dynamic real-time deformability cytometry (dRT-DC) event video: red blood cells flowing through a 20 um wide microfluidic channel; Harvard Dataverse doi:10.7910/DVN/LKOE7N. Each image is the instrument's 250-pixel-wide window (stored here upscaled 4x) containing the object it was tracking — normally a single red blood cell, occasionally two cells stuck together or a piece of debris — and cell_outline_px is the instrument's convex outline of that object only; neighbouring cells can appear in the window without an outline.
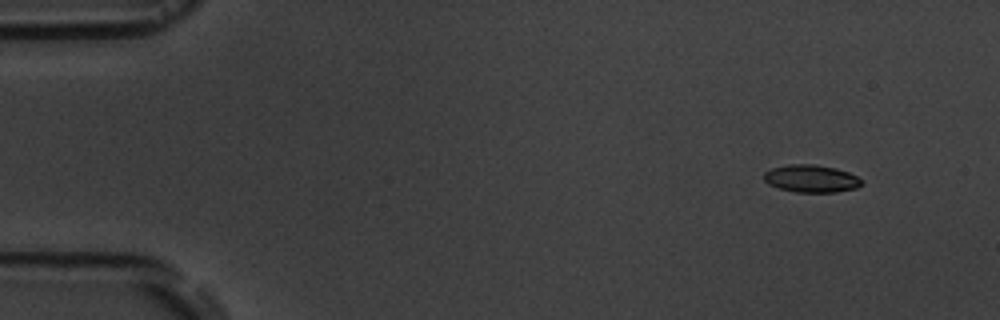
{"species": "common noctule bat (a hibernating species)", "species_latin": "Nyctalus noctula", "temperature_condition": "room temperature", "stored_images_in_passage": 5, "camera_frame_rate_fps": 3000, "um_per_image_px": 0.085, "animal": {"sex": "male", "body_mass_g": 19.5, "forearm_length_mm": 54.6}, "frame": {"image": 1, "passage_image": 1, "time_ms": 0.0, "image_size_px": [1000, 320], "cell_outline_px": [[860, 184], [856, 188], [836, 192], [796, 192], [780, 188], [768, 184], [764, 180], [764, 172], [772, 168], [788, 164], [816, 164], [836, 168], [848, 172], [856, 176], [860, 180]], "centroid_in_image_um": [68.92, 15.17], "position_along_channel_um": 16.1, "area_um2": 15.55}}
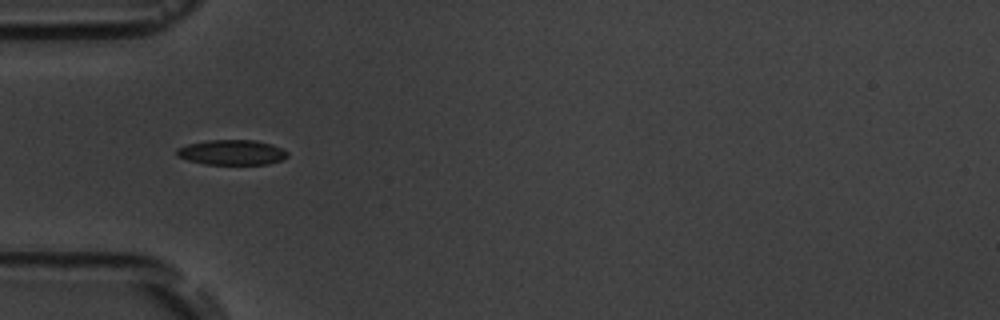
{"frame": {"image": 2, "passage_image": 4, "time_ms": 4.333, "image_size_px": [1000, 320], "cell_outline_px": [[288, 156], [280, 160], [268, 164], [204, 164], [188, 160], [176, 156], [176, 148], [188, 144], [208, 140], [256, 140], [272, 144], [284, 148], [288, 152]], "centroid_in_image_um": [19.71, 12.94], "position_along_channel_um": 65.3, "area_um2": 16.3}}
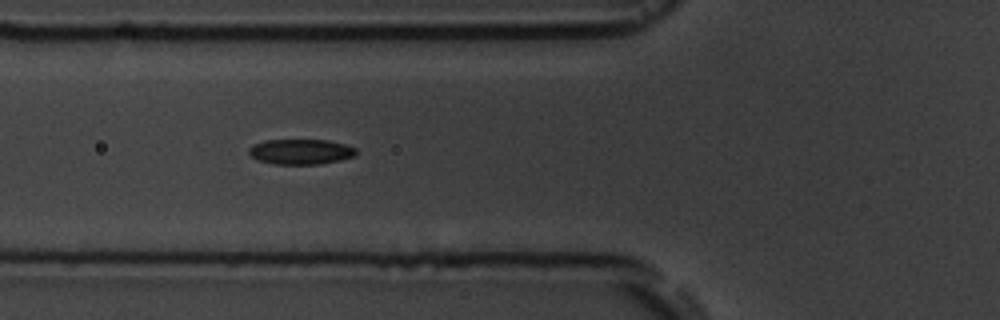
{"frame": {"image": 3, "passage_image": 5, "time_ms": 5.333, "image_size_px": [1000, 320], "cell_outline_px": [[356, 156], [340, 160], [320, 164], [272, 164], [256, 160], [248, 152], [248, 148], [252, 144], [264, 140], [328, 140], [344, 144], [356, 148]], "centroid_in_image_um": [25.53, 12.89], "position_along_channel_um": 100.3, "area_um2": 15.95}}